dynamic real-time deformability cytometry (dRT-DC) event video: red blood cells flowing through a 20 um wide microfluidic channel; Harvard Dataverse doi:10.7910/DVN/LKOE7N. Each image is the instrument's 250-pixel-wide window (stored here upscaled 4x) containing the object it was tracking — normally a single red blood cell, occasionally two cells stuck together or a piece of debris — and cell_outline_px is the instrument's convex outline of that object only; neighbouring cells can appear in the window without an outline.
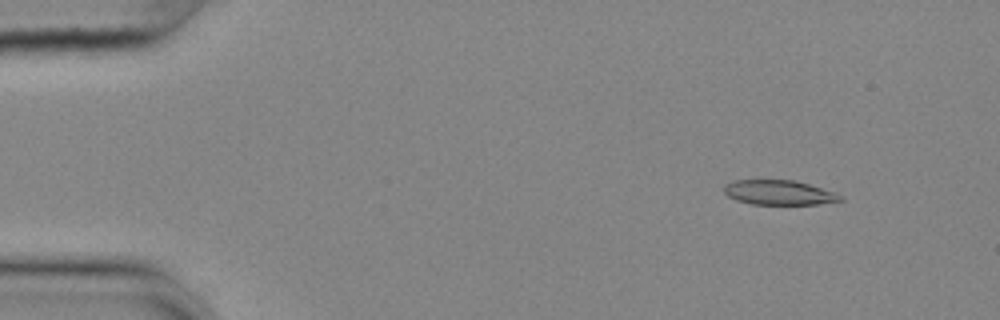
{"species": "common noctule bat (a hibernating species)", "species_latin": "Nyctalus noctula", "temperature_condition": "cold", "stored_images_in_passage": 54, "camera_frame_rate_fps": 3000, "um_per_image_px": 0.085, "animal": {"sex": "female", "body_mass_g": 25.1}, "frame": {"image": 1, "passage_image": 5, "time_ms": 1.333, "image_size_px": [1000, 320], "cell_outline_px": [[844, 200], [816, 204], [752, 204], [736, 200], [728, 196], [724, 192], [724, 184], [732, 180], [796, 180], [836, 192], [844, 196]], "centroid_in_image_um": [66.23, 16.36], "position_along_channel_um": 18.8, "area_um2": 16.88}}
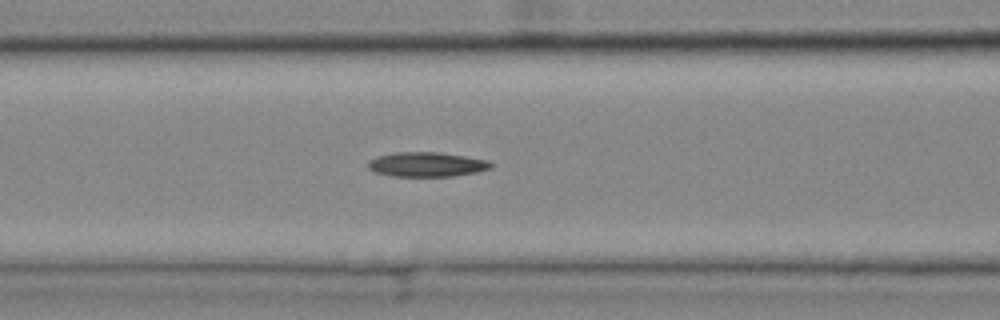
{"frame": {"image": 2, "passage_image": 22, "time_ms": 7.0, "image_size_px": [1000, 320], "cell_outline_px": [[492, 168], [476, 172], [452, 176], [392, 176], [376, 172], [368, 168], [368, 160], [376, 156], [396, 152], [440, 152], [488, 160], [492, 164]], "centroid_in_image_um": [36.25, 13.97], "position_along_channel_um": 130.3, "area_um2": 17.57}}
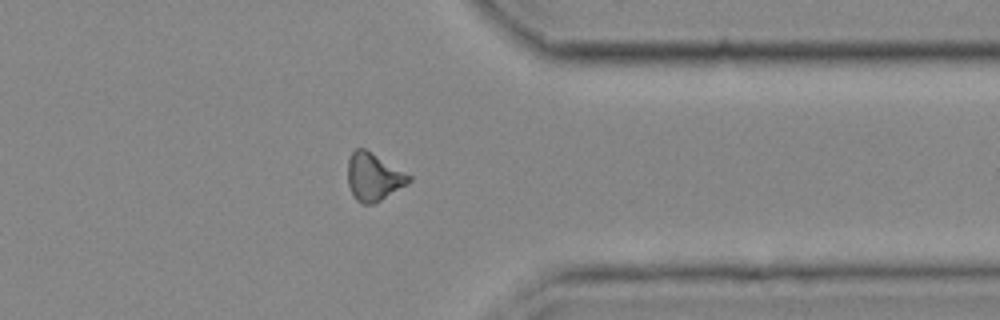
{"frame": {"image": 3, "passage_image": 43, "time_ms": 14.0, "image_size_px": [1000, 320], "cell_outline_px": [[412, 180], [408, 184], [380, 200], [372, 204], [360, 204], [356, 200], [348, 184], [348, 160], [352, 152], [356, 148], [364, 148], [412, 176]], "centroid_in_image_um": [31.75, 15.04], "position_along_channel_um": 379.6, "area_um2": 16.82}}